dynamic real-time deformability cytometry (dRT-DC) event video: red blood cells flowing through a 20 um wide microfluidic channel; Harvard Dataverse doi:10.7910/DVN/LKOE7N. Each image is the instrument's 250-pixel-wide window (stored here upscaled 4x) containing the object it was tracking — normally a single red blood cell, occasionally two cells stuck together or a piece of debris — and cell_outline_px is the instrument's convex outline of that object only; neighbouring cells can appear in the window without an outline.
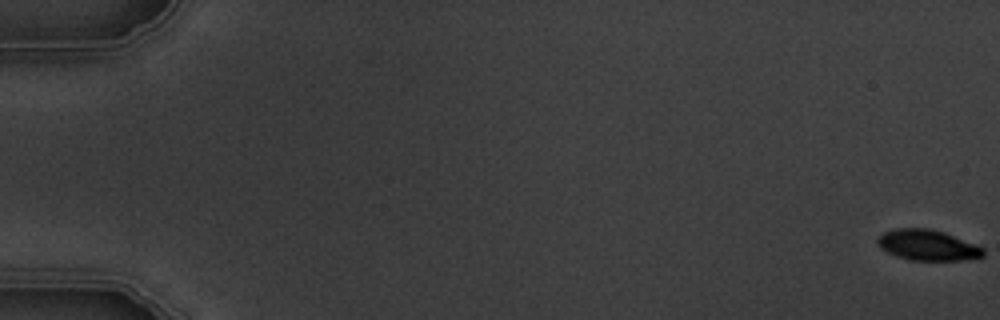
{"species": "common noctule bat (a hibernating species)", "species_latin": "Nyctalus noctula", "temperature_condition": "warm", "stored_images_in_passage": 5, "camera_frame_rate_fps": 3000, "um_per_image_px": 0.085, "animal": {"sex": "male", "body_mass_g": 19.5, "forearm_length_mm": 54.6}, "frame": {"image": 1, "passage_image": 1, "time_ms": 0.0, "image_size_px": [1000, 320], "cell_outline_px": [[984, 256], [960, 260], [912, 260], [888, 252], [880, 248], [876, 240], [884, 232], [896, 228], [928, 228], [944, 232], [984, 248]], "centroid_in_image_um": [78.84, 20.83], "position_along_channel_um": 6.2, "area_um2": 18.55}}
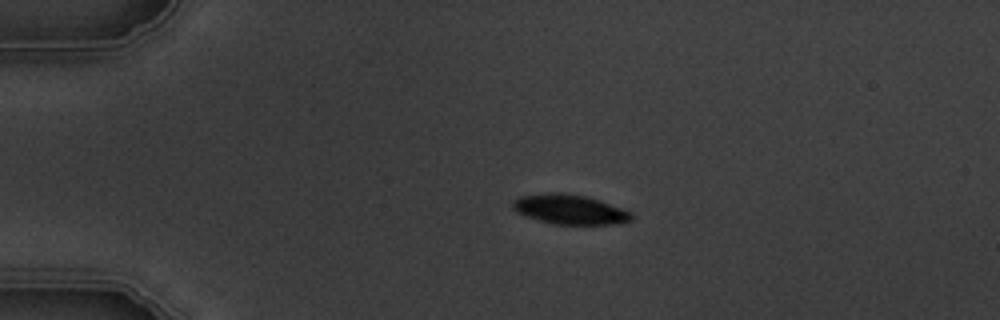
{"frame": {"image": 2, "passage_image": 4, "time_ms": 4.333, "image_size_px": [1000, 320], "cell_outline_px": [[632, 220], [612, 224], [556, 224], [540, 220], [516, 212], [512, 208], [512, 200], [520, 196], [548, 192], [560, 192], [588, 196], [600, 200], [632, 212]], "centroid_in_image_um": [48.42, 17.78], "position_along_channel_um": 36.6, "area_um2": 20.52}}